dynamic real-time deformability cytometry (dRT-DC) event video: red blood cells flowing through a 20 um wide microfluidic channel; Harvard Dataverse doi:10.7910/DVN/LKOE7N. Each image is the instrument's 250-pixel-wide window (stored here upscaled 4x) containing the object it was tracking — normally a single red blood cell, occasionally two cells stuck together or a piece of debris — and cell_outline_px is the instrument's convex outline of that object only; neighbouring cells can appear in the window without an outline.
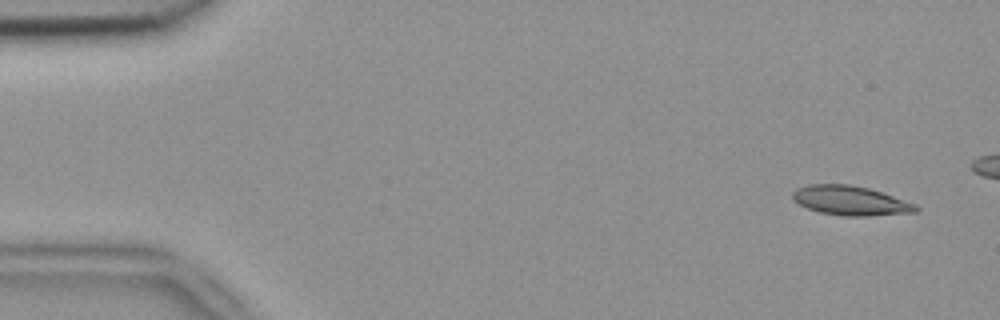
{"species": "common noctule bat (a hibernating species)", "species_latin": "Nyctalus noctula", "temperature_condition": "room temperature", "stored_images_in_passage": 5, "camera_frame_rate_fps": 3000, "um_per_image_px": 0.085, "animal": {"sex": "female", "body_mass_g": 18.4}, "frame": {"image": 1, "passage_image": 1, "time_ms": 0.0, "image_size_px": [1000, 320], "cell_outline_px": [[920, 208], [916, 212], [868, 216], [840, 216], [820, 212], [808, 208], [792, 200], [792, 192], [796, 188], [808, 184], [848, 184], [868, 188], [916, 204]], "centroid_in_image_um": [72.26, 17.05], "position_along_channel_um": 12.7, "area_um2": 21.1}}